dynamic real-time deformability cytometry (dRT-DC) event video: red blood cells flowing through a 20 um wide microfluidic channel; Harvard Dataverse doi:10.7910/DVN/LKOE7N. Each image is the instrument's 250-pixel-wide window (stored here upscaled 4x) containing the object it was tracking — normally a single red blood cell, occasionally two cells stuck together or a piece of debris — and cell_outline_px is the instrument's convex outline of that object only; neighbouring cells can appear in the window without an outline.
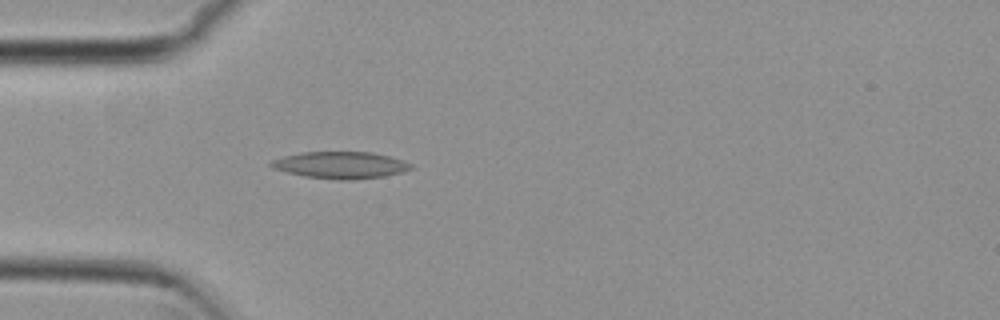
{"species": "common noctule bat (a hibernating species)", "species_latin": "Nyctalus noctula", "temperature_condition": "cold", "stored_images_in_passage": 36, "camera_frame_rate_fps": 3000, "um_per_image_px": 0.085, "animal": {"sex": "female", "body_mass_g": 29.2, "forearm_length_mm": 56.3}, "frame": {"image": 1, "passage_image": 6, "time_ms": 1.667, "image_size_px": [1000, 320], "cell_outline_px": [[412, 168], [400, 172], [384, 176], [352, 180], [340, 180], [304, 176], [272, 168], [268, 164], [272, 160], [284, 156], [304, 152], [372, 152], [388, 156], [412, 164]], "centroid_in_image_um": [28.91, 14.03], "position_along_channel_um": 56.1, "area_um2": 21.62}}
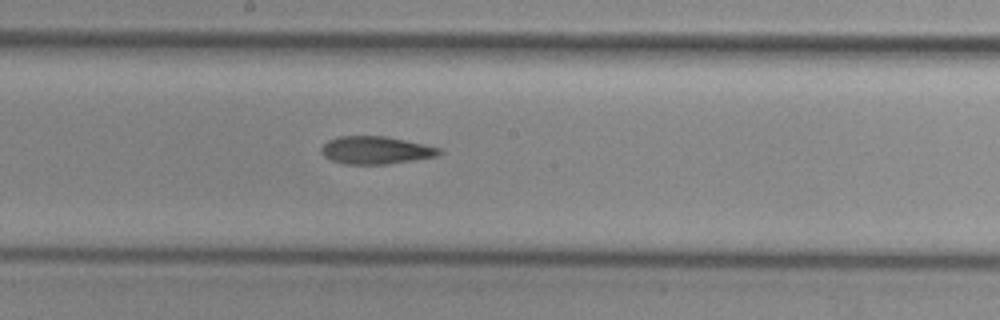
{"frame": {"image": 2, "passage_image": 19, "time_ms": 6.0, "image_size_px": [1000, 320], "cell_outline_px": [[444, 152], [436, 156], [388, 164], [344, 164], [332, 160], [324, 156], [320, 152], [320, 148], [328, 140], [340, 136], [384, 136], [424, 144], [440, 148]], "centroid_in_image_um": [31.92, 12.77], "position_along_channel_um": 216.3, "area_um2": 18.96}}
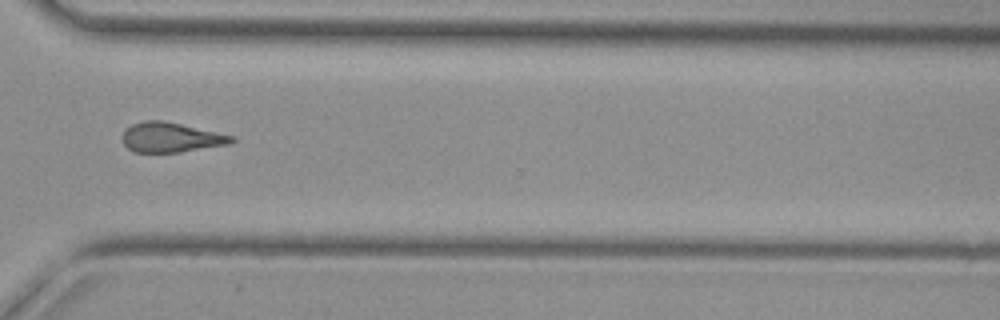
{"frame": {"image": 3, "passage_image": 30, "time_ms": 9.667, "image_size_px": [1000, 320], "cell_outline_px": [[236, 140], [228, 144], [180, 152], [132, 152], [120, 140], [120, 136], [132, 124], [144, 120], [164, 120], [236, 136]], "centroid_in_image_um": [14.51, 11.67], "position_along_channel_um": 356.1, "area_um2": 19.13}, "authors_computed_cell_mechanics": {"area_um2": 19.6231, "velocity_mm_per_s": 3.8112, "shape_relaxation_time_tau1_ms": null, "shape_relaxation_time_tau2_ms": 8.8133, "deformation_change_tau1": null, "deformation_change_tau2": 0.2078}}